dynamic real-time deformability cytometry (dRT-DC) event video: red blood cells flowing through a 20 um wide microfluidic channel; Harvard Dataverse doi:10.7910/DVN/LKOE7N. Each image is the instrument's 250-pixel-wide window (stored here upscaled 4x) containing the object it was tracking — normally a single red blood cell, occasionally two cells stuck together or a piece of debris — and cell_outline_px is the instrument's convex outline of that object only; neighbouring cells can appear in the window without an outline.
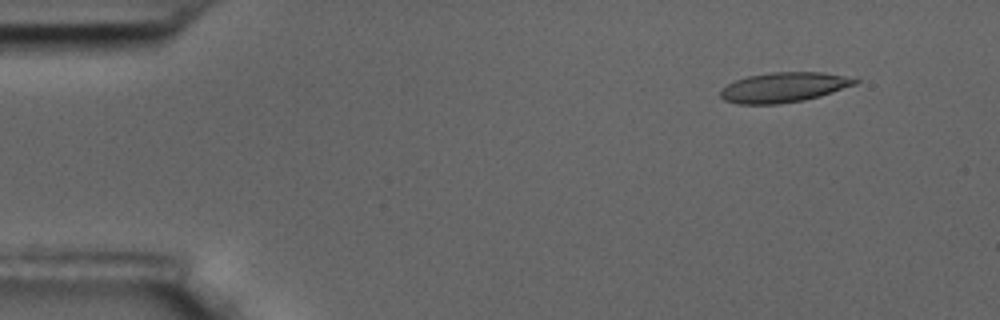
{"species": "common noctule bat (a hibernating species)", "species_latin": "Nyctalus noctula", "temperature_condition": "room temperature", "stored_images_in_passage": 7, "segment_of_instrument_passage": [2, 2], "camera_frame_rate_fps": 3000, "um_per_image_px": 0.085, "animal": {"sex": "male", "body_mass_g": 17.5, "forearm_length_mm": 52.3}, "frame": {"image": 1, "passage_image": 7, "time_ms": 2.0, "image_size_px": [1000, 320], "cell_outline_px": [[860, 80], [856, 84], [820, 96], [804, 100], [776, 104], [740, 104], [724, 100], [720, 96], [720, 92], [728, 84], [736, 80], [748, 76], [772, 72], [824, 72], [844, 76]], "centroid_in_image_um": [66.62, 7.42], "position_along_channel_um": 18.4, "area_um2": 23.24}}